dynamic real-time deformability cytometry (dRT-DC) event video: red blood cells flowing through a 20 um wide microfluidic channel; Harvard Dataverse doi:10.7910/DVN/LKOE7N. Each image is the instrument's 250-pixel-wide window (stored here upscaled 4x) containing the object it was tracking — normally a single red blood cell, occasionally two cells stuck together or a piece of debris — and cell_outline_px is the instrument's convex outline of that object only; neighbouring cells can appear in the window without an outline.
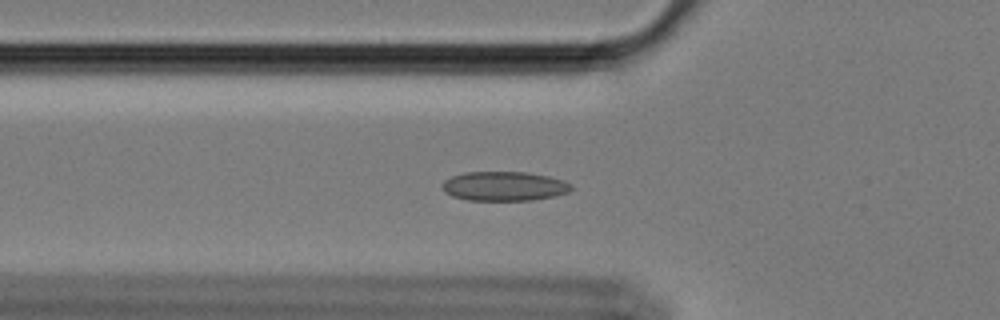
{"species": "Egyptian fruit bat (a non-hibernating species)", "species_latin": "Rousettus aegyptiacus", "temperature_condition": "cold", "stored_images_in_passage": 46, "camera_frame_rate_fps": 3000, "um_per_image_px": 0.085, "animal": {"sex": "female"}, "frame": {"image": 1, "passage_image": 8, "time_ms": 2.333, "image_size_px": [1000, 320], "cell_outline_px": [[572, 188], [568, 192], [556, 196], [532, 200], [468, 200], [452, 196], [444, 192], [440, 188], [440, 184], [444, 180], [452, 176], [464, 172], [524, 172], [548, 176], [564, 180], [572, 184]], "centroid_in_image_um": [42.83, 15.82], "position_along_channel_um": 83.0, "area_um2": 22.25}}
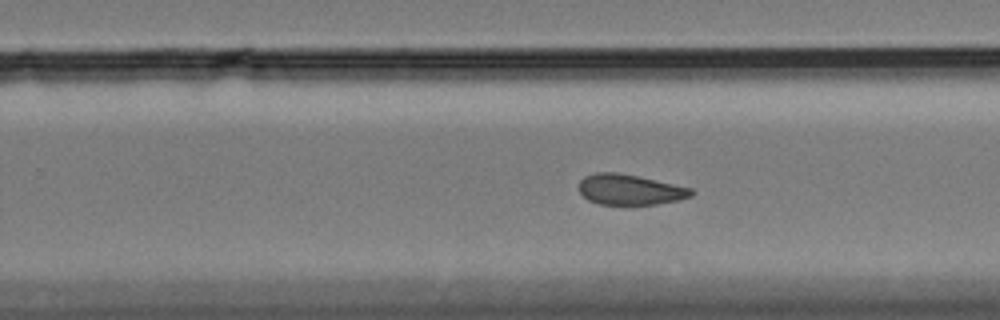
{"frame": {"image": 2, "passage_image": 25, "time_ms": 8.0, "image_size_px": [1000, 320], "cell_outline_px": [[696, 192], [692, 196], [676, 200], [656, 204], [600, 204], [588, 200], [580, 192], [580, 180], [584, 176], [596, 172], [616, 172], [636, 176], [692, 188]], "centroid_in_image_um": [53.54, 16.11], "position_along_channel_um": 276.3, "area_um2": 19.71}}
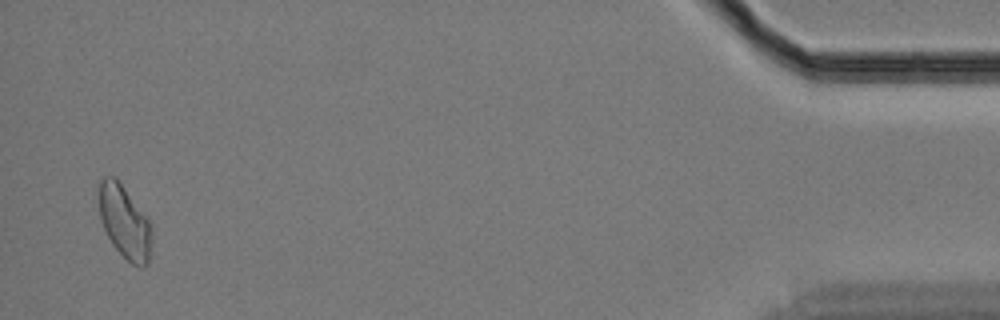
{"frame": {"image": 3, "passage_image": 45, "time_ms": 14.667, "image_size_px": [1000, 320], "cell_outline_px": [[152, 236], [148, 264], [132, 264], [112, 244], [100, 220], [100, 180], [104, 176], [116, 176], [148, 220], [152, 232]], "centroid_in_image_um": [10.58, 18.84], "position_along_channel_um": 424.6, "area_um2": 21.85}, "authors_computed_cell_mechanics": {"area_um2": 21.1259, "velocity_mm_per_s": 3.397, "shape_relaxation_time_tau1_ms": null, "shape_relaxation_time_tau2_ms": 3.6031, "deformation_change_tau1": null, "deformation_change_tau2": 0.0806}}